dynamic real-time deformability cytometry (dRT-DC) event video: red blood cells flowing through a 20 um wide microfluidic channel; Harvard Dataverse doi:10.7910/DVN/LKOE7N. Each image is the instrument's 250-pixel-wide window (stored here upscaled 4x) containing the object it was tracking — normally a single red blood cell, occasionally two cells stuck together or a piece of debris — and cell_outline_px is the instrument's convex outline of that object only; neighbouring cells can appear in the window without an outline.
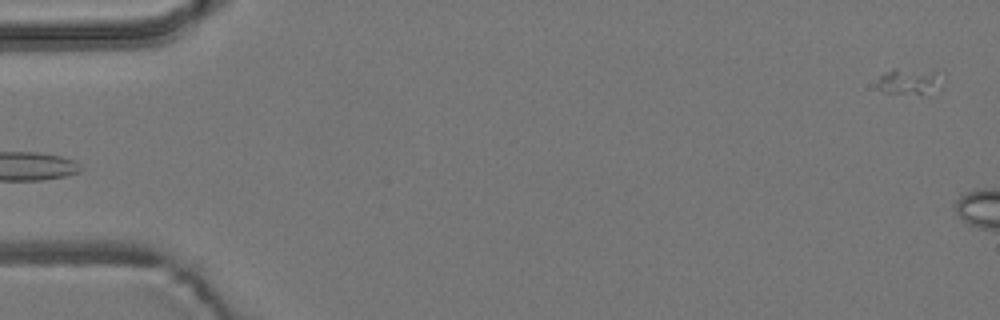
{"species": "common noctule bat (a hibernating species)", "species_latin": "Nyctalus noctula", "temperature_condition": "room temperature", "stored_images_in_passage": 4, "camera_frame_rate_fps": 3000, "um_per_image_px": 0.085, "animal": {"sex": "male", "body_mass_g": 19.2, "forearm_length_mm": 51.8}, "frame": {"image": 1, "passage_image": 4, "time_ms": 1.0, "image_size_px": [1000, 320], "cell_outline_px": [[944, 80], [940, 88], [928, 96], [924, 96], [884, 92], [876, 84], [880, 76], [884, 72], [892, 68], [932, 68]], "centroid_in_image_um": [77.38, 6.91], "position_along_channel_um": 7.6, "area_um2": 10.87}}